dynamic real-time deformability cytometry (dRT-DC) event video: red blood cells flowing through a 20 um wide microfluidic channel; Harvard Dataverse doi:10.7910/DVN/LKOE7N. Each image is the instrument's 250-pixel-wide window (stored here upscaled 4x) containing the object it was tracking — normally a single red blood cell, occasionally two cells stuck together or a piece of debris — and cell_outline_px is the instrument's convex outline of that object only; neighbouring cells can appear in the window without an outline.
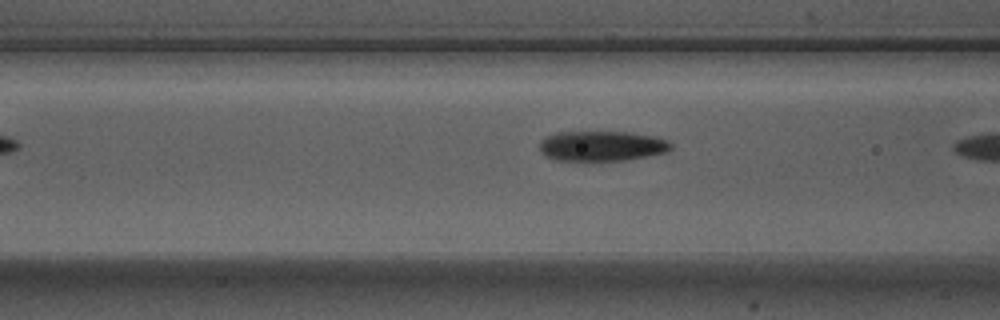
{"species": "Egyptian fruit bat (a non-hibernating species)", "species_latin": "Rousettus aegyptiacus", "temperature_condition": "warm", "stored_images_in_passage": 7, "camera_frame_rate_fps": 3000, "um_per_image_px": 0.085, "animal": {"sex": "male"}, "frame": {"image": 1, "passage_image": 6, "time_ms": 1.667, "image_size_px": [1000, 320], "cell_outline_px": [[672, 148], [668, 152], [628, 160], [556, 160], [544, 156], [540, 152], [540, 140], [544, 136], [556, 132], [628, 132], [656, 136], [668, 140], [672, 144]], "centroid_in_image_um": [51.16, 12.4], "position_along_channel_um": 115.4, "area_um2": 23.35}}